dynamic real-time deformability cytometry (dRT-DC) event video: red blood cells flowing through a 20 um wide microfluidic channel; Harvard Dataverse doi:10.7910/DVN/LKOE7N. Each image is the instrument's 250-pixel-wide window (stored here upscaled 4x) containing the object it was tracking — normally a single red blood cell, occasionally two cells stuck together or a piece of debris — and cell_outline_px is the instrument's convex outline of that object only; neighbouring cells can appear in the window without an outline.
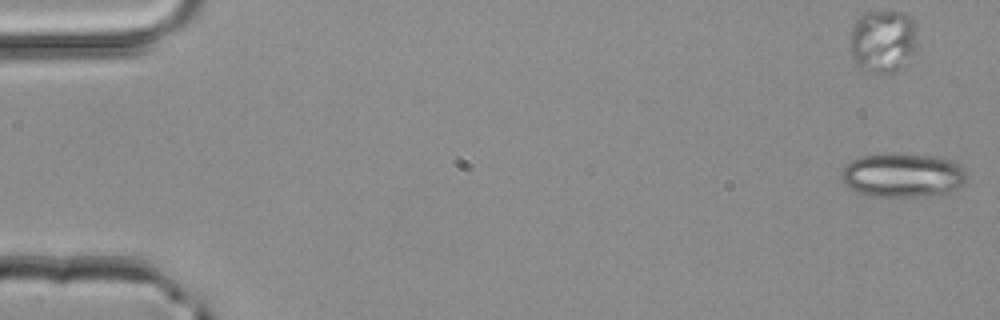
{"species": "common noctule bat (a hibernating species)", "species_latin": "Nyctalus noctula", "temperature_condition": "room temperature", "stored_images_in_passage": 4, "camera_frame_rate_fps": 3000, "um_per_image_px": 0.085, "animal": {"sex": "male", "body_mass_g": 20.4}, "frame": {"image": 1, "passage_image": 1, "time_ms": 0.0, "image_size_px": [1000, 320], "cell_outline_px": [[968, 176], [956, 188], [948, 192], [904, 200], [872, 196], [856, 192], [840, 180], [840, 172], [852, 160], [860, 156], [940, 156], [952, 160], [960, 164], [964, 168]], "centroid_in_image_um": [76.73, 14.97], "position_along_channel_um": 8.3, "area_um2": 32.25}}